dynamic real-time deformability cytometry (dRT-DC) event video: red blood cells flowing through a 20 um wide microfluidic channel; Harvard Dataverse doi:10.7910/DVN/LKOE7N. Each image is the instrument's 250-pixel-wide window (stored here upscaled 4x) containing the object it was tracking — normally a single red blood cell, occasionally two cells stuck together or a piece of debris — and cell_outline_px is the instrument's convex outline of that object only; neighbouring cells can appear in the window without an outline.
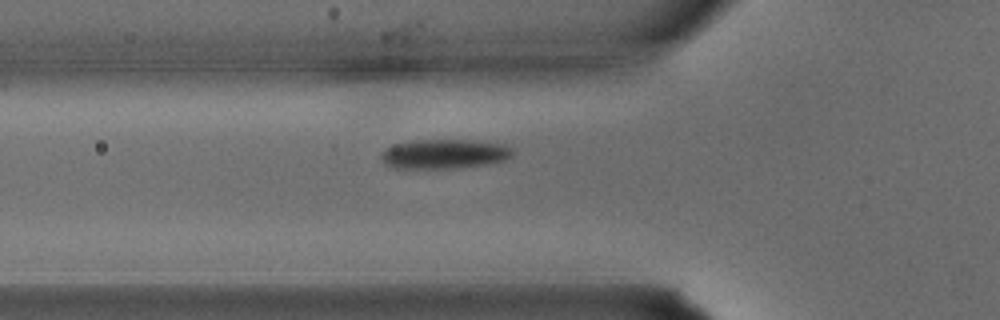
{"species": "common noctule bat (a hibernating species)", "species_latin": "Nyctalus noctula", "temperature_condition": "warm", "stored_images_in_passage": 27, "camera_frame_rate_fps": 3000, "um_per_image_px": 0.085, "animal": {"sex": "male", "body_mass_g": 15.6}, "frame": {"image": 1, "passage_image": 5, "time_ms": 1.333, "image_size_px": [1000, 320], "cell_outline_px": [[512, 156], [496, 164], [456, 168], [392, 168], [384, 164], [380, 160], [380, 156], [388, 148], [396, 144], [416, 140], [472, 140], [500, 144], [512, 148]], "centroid_in_image_um": [37.79, 13.11], "position_along_channel_um": 88.0, "area_um2": 22.66}}
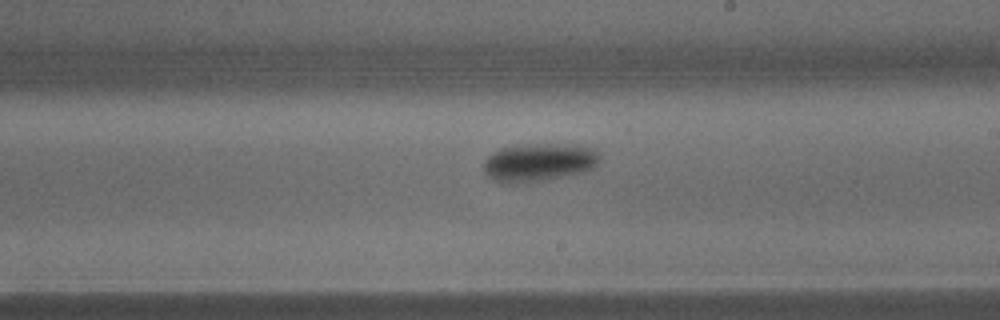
{"frame": {"image": 2, "passage_image": 13, "time_ms": 4.0, "image_size_px": [1000, 320], "cell_outline_px": [[600, 160], [588, 172], [544, 180], [516, 184], [500, 184], [492, 180], [484, 172], [484, 160], [492, 152], [500, 148], [548, 144], [580, 144], [592, 148], [600, 156]], "centroid_in_image_um": [45.81, 13.83], "position_along_channel_um": 243.2, "area_um2": 26.07}}
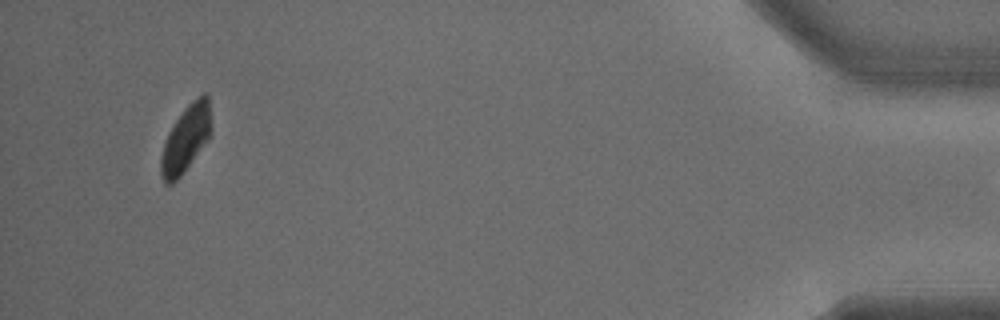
{"frame": {"image": 3, "passage_image": 26, "time_ms": 8.333, "image_size_px": [1000, 320], "cell_outline_px": [[212, 128], [208, 140], [184, 172], [172, 184], [164, 184], [160, 172], [160, 156], [168, 132], [184, 108], [192, 100], [204, 92], [208, 92]], "centroid_in_image_um": [15.8, 11.78], "position_along_channel_um": 419.4, "area_um2": 19.77}}